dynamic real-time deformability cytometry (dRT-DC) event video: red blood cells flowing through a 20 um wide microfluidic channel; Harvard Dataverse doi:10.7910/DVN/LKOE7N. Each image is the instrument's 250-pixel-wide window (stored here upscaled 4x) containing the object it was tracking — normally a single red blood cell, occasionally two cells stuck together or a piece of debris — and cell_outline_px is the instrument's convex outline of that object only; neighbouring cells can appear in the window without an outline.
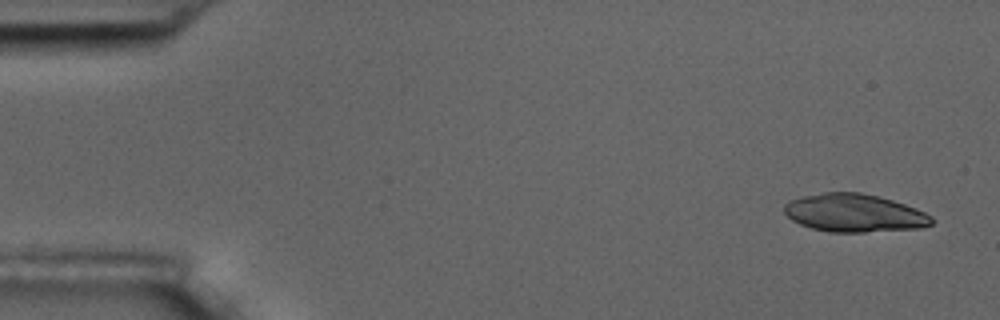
{"species": "common noctule bat (a hibernating species)", "species_latin": "Nyctalus noctula", "temperature_condition": "room temperature", "stored_images_in_passage": 5, "camera_frame_rate_fps": 3000, "um_per_image_px": 0.085, "animal": {"sex": "male", "body_mass_g": 17.5, "forearm_length_mm": 52.3}, "frame": {"image": 1, "passage_image": 1, "time_ms": 0.0, "image_size_px": [1000, 320], "cell_outline_px": [[932, 224], [920, 228], [864, 232], [832, 232], [812, 228], [800, 224], [792, 220], [784, 212], [784, 204], [788, 200], [800, 196], [824, 192], [860, 192], [880, 196], [916, 208], [932, 216]], "centroid_in_image_um": [72.59, 18.09], "position_along_channel_um": 12.4, "area_um2": 32.77}}